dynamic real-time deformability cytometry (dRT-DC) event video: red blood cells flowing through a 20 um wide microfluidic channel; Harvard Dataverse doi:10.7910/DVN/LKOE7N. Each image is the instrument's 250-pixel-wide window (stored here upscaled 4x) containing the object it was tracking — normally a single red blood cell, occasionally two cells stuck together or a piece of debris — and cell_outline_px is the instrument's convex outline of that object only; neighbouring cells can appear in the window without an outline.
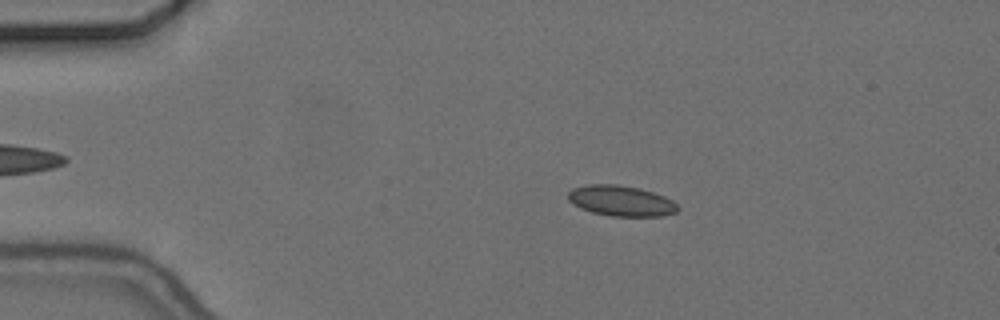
{"species": "common noctule bat (a hibernating species)", "species_latin": "Nyctalus noctula", "temperature_condition": "cold", "stored_images_in_passage": 57, "camera_frame_rate_fps": 3000, "um_per_image_px": 0.085, "animal": {"sex": "female", "body_mass_g": 24.6, "forearm_length_mm": 56.2}, "frame": {"image": 1, "passage_image": 11, "time_ms": 3.333, "image_size_px": [1000, 320], "cell_outline_px": [[680, 208], [676, 212], [664, 216], [612, 216], [592, 212], [580, 208], [568, 200], [568, 192], [572, 188], [588, 184], [616, 184], [640, 188], [664, 196], [672, 200]], "centroid_in_image_um": [52.79, 17.07], "position_along_channel_um": 32.2, "area_um2": 19.59}}
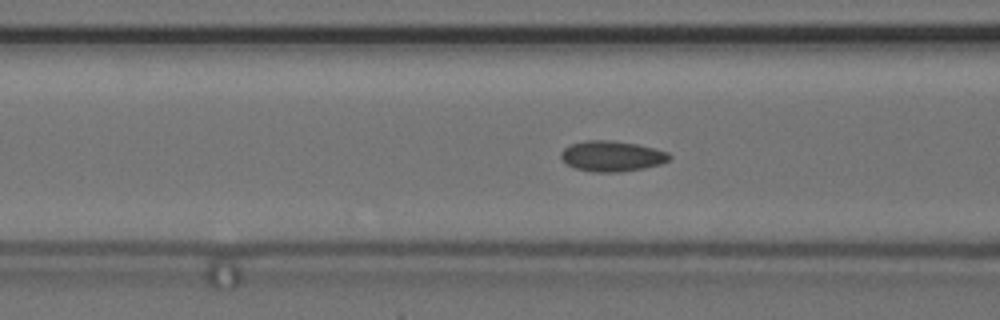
{"frame": {"image": 2, "passage_image": 22, "time_ms": 7.0, "image_size_px": [1000, 320], "cell_outline_px": [[672, 156], [668, 160], [660, 164], [644, 168], [620, 172], [592, 172], [576, 168], [568, 164], [560, 156], [560, 152], [568, 144], [584, 140], [612, 140], [636, 144], [668, 152]], "centroid_in_image_um": [51.98, 13.26], "position_along_channel_um": 114.6, "area_um2": 19.31}}
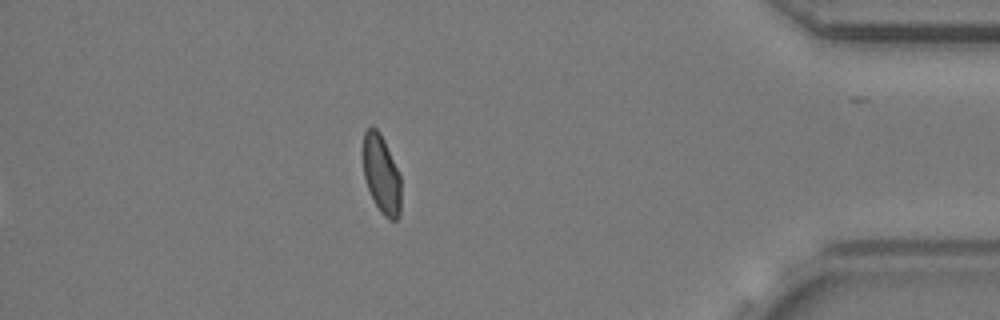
{"frame": {"image": 3, "passage_image": 49, "time_ms": 16.0, "image_size_px": [1000, 320], "cell_outline_px": [[400, 216], [396, 220], [388, 220], [380, 212], [368, 188], [364, 176], [364, 132], [368, 128], [376, 128], [380, 132], [384, 140], [400, 176]], "centroid_in_image_um": [32.44, 14.86], "position_along_channel_um": 402.8, "area_um2": 16.99}, "authors_computed_cell_mechanics": {"area_um2": 18.6694, "velocity_mm_per_s": 3.664, "shape_relaxation_time_tau1_ms": null, "shape_relaxation_time_tau2_ms": 1.771, "deformation_change_tau1": null, "deformation_change_tau2": 0.0578}}